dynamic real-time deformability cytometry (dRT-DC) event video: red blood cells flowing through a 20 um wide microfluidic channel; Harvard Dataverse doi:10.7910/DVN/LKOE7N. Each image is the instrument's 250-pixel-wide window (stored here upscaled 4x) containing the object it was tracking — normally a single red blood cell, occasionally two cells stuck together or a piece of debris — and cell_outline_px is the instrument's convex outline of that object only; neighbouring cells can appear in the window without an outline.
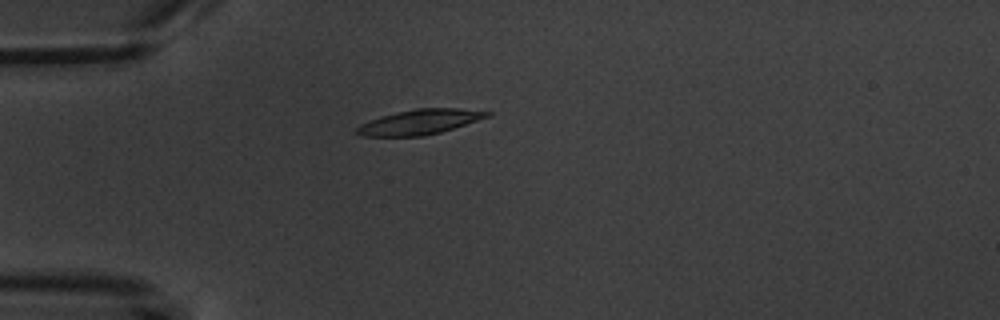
{"species": "common noctule bat (a hibernating species)", "species_latin": "Nyctalus noctula", "temperature_condition": "warm", "stored_images_in_passage": 5, "camera_frame_rate_fps": 3000, "um_per_image_px": 0.085, "animal": {"sex": "male", "body_mass_g": 20.1, "forearm_length_mm": 53.5}, "frame": {"image": 1, "passage_image": 1, "time_ms": 0.0, "image_size_px": [1000, 320], "cell_outline_px": [[492, 116], [440, 132], [424, 136], [360, 136], [356, 132], [356, 128], [380, 116], [396, 112], [420, 108], [460, 108], [492, 112]], "centroid_in_image_um": [35.73, 10.36], "position_along_channel_um": 49.3, "area_um2": 18.79}}
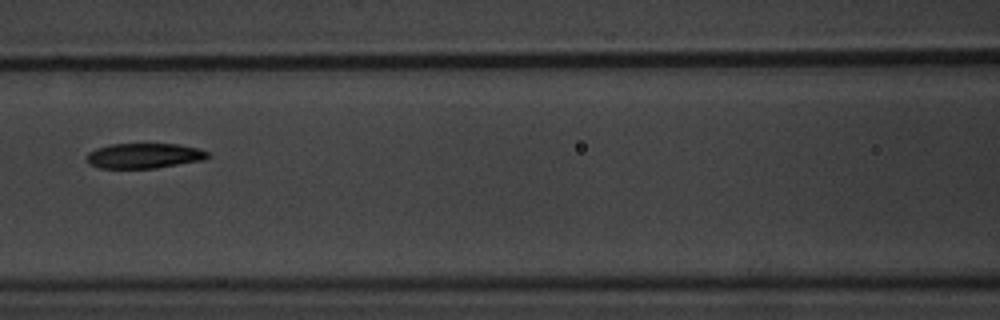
{"frame": {"image": 2, "passage_image": 4, "time_ms": 3.333, "image_size_px": [1000, 320], "cell_outline_px": [[208, 156], [204, 160], [156, 168], [100, 168], [88, 164], [88, 152], [96, 148], [112, 144], [180, 144], [196, 148], [208, 152]], "centroid_in_image_um": [12.24, 13.24], "position_along_channel_um": 154.4, "area_um2": 17.63}}
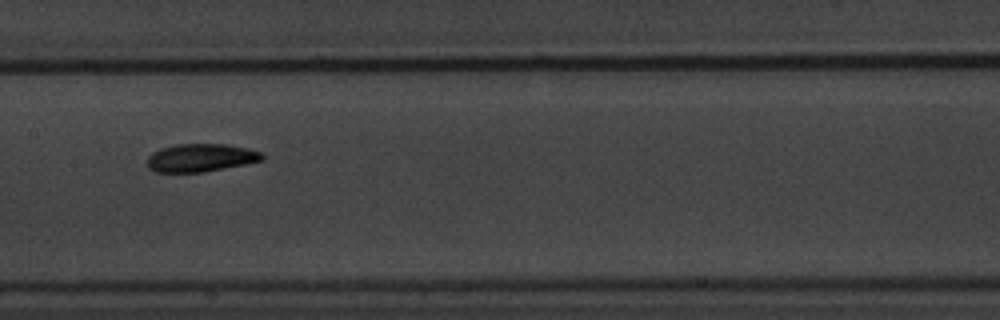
{"frame": {"image": 3, "passage_image": 5, "time_ms": 4.333, "image_size_px": [1000, 320], "cell_outline_px": [[264, 160], [204, 172], [156, 172], [148, 168], [148, 156], [152, 152], [160, 148], [176, 144], [228, 144], [248, 148], [260, 152], [264, 156]], "centroid_in_image_um": [17.05, 13.4], "position_along_channel_um": 190.3, "area_um2": 18.79}}